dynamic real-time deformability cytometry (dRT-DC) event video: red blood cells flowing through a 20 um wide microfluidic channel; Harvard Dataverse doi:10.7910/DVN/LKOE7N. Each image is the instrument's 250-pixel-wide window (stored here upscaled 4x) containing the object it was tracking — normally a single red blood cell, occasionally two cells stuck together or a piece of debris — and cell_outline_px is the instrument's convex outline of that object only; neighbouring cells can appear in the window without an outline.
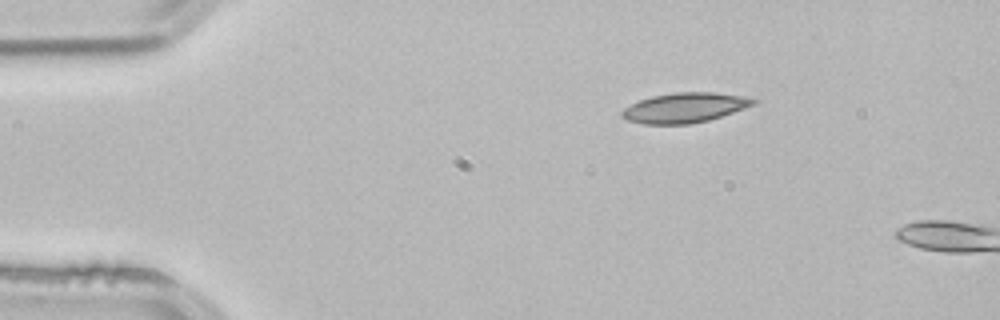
{"species": "common noctule bat (a hibernating species)", "species_latin": "Nyctalus noctula", "temperature_condition": "room temperature", "stored_images_in_passage": 2, "camera_frame_rate_fps": 3000, "um_per_image_px": 0.085, "animal": {"sex": "male", "body_mass_g": 21.5, "forearm_length_mm": 52.0}, "frame": {"image": 1, "passage_image": 1, "time_ms": 0.0, "image_size_px": [1000, 320], "cell_outline_px": [[760, 100], [756, 104], [708, 120], [688, 124], [644, 124], [628, 120], [620, 116], [620, 112], [624, 108], [640, 100], [652, 96], [676, 92], [712, 92], [744, 96]], "centroid_in_image_um": [58.2, 9.15], "position_along_channel_um": 26.8, "area_um2": 22.77}}